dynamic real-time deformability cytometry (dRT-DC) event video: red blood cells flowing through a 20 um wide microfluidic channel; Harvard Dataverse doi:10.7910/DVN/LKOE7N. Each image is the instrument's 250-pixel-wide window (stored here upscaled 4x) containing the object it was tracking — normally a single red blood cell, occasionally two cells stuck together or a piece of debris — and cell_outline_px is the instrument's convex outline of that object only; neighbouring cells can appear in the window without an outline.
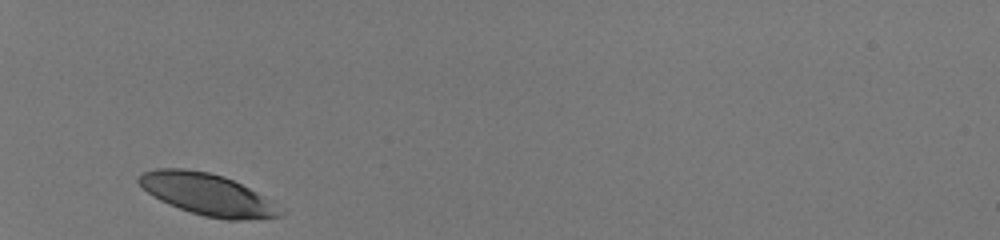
{"species": "human", "species_latin": "Homo sapiens", "temperature_condition": "room temperature", "stored_images_in_passage": 28, "camera_frame_rate_fps": 3000, "um_per_image_px": 0.085, "donor": {"sex": "male"}, "frame": {"image": 1, "passage_image": 1, "time_ms": 0.0, "image_size_px": [1000, 240], "cell_outline_px": [[288, 212], [280, 216], [240, 220], [228, 220], [204, 216], [168, 204], [152, 196], [136, 180], [144, 172], [156, 168], [184, 168], [208, 172], [224, 176], [264, 196]], "centroid_in_image_um": [17.65, 16.53], "position_along_channel_um": 67.4, "area_um2": 34.1}}
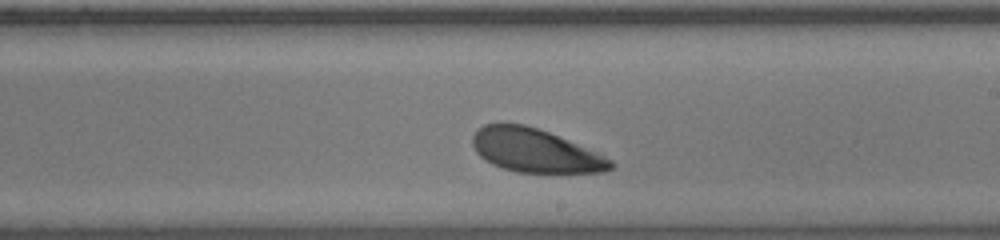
{"frame": {"image": 2, "passage_image": 16, "time_ms": 5.0, "image_size_px": [1000, 240], "cell_outline_px": [[612, 168], [604, 172], [516, 172], [492, 164], [484, 160], [476, 152], [472, 144], [472, 136], [484, 124], [504, 120], [524, 124], [548, 132], [568, 140], [604, 156], [612, 160]], "centroid_in_image_um": [45.4, 12.76], "position_along_channel_um": 243.6, "area_um2": 34.97}}
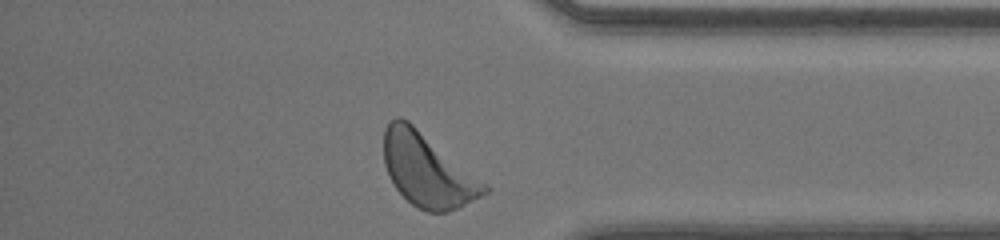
{"frame": {"image": 3, "passage_image": 28, "time_ms": 9.0, "image_size_px": [1000, 240], "cell_outline_px": [[492, 188], [488, 192], [448, 212], [428, 212], [412, 204], [396, 188], [388, 176], [384, 164], [384, 128], [388, 120], [396, 116], [400, 116], [408, 120]], "centroid_in_image_um": [36.3, 14.43], "position_along_channel_um": 398.9, "area_um2": 42.6}, "authors_computed_cell_mechanics": {"area_um2": 36.4718, "velocity_mm_per_s": 3.9939, "shape_relaxation_time_tau1_ms": 1.587, "shape_relaxation_time_tau2_ms": 5.5373, "deformation_change_tau1": 0.0967, "deformation_change_tau2": 0.1682}}